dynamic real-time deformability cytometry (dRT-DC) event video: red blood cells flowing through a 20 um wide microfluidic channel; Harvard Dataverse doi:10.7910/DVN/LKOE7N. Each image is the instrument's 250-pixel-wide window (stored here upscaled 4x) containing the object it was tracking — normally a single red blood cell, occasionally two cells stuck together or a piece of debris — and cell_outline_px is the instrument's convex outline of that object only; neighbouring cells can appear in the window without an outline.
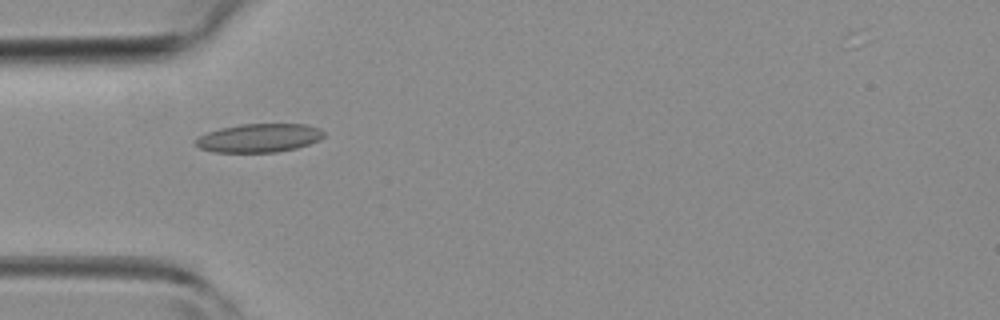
{"species": "common noctule bat (a hibernating species)", "species_latin": "Nyctalus noctula", "temperature_condition": "room temperature", "stored_images_in_passage": 26, "camera_frame_rate_fps": 3000, "um_per_image_px": 0.085, "animal": {"sex": "female", "body_mass_g": 19.3, "forearm_length_mm": 54.1}, "frame": {"image": 1, "passage_image": 2, "time_ms": 0.333, "image_size_px": [1000, 320], "cell_outline_px": [[324, 136], [320, 140], [296, 148], [276, 152], [216, 152], [200, 148], [196, 144], [196, 140], [200, 136], [208, 132], [220, 128], [240, 124], [308, 124], [320, 128], [324, 132]], "centroid_in_image_um": [22.07, 11.72], "position_along_channel_um": 62.9, "area_um2": 21.27}}
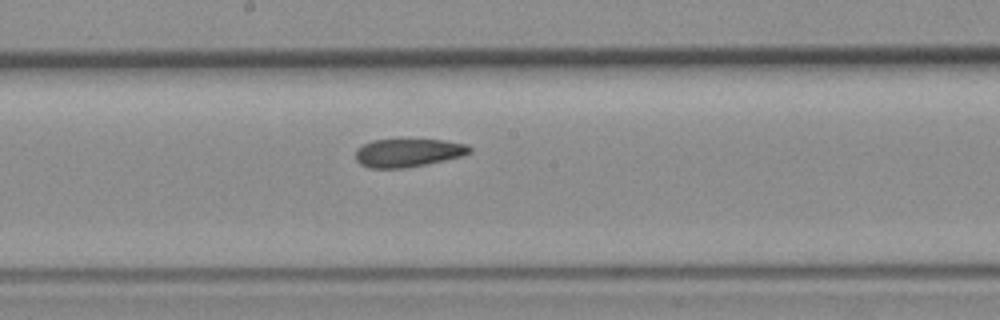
{"frame": {"image": 2, "passage_image": 12, "time_ms": 3.667, "image_size_px": [1000, 320], "cell_outline_px": [[472, 152], [464, 156], [428, 164], [404, 168], [368, 168], [360, 164], [356, 160], [356, 152], [364, 144], [372, 140], [444, 140], [468, 144], [472, 148]], "centroid_in_image_um": [34.75, 12.99], "position_along_channel_um": 213.5, "area_um2": 18.84}}
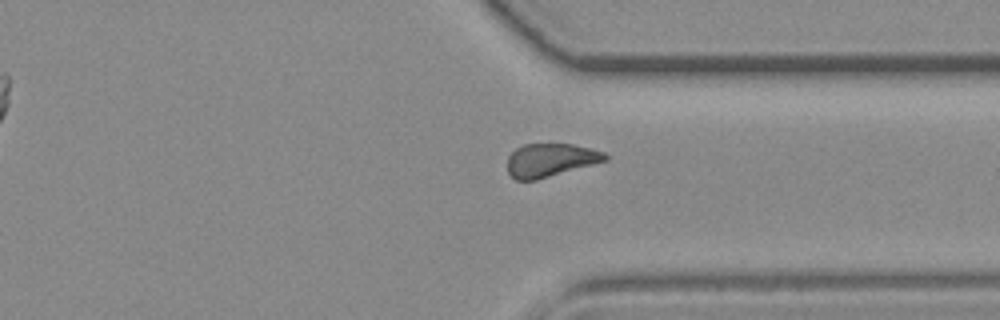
{"frame": {"image": 3, "passage_image": 22, "time_ms": 7.0, "image_size_px": [1000, 320], "cell_outline_px": [[608, 160], [536, 180], [516, 180], [508, 172], [508, 156], [516, 148], [524, 144], [572, 144], [604, 152], [608, 156]], "centroid_in_image_um": [46.77, 13.61], "position_along_channel_um": 364.6, "area_um2": 18.79}}